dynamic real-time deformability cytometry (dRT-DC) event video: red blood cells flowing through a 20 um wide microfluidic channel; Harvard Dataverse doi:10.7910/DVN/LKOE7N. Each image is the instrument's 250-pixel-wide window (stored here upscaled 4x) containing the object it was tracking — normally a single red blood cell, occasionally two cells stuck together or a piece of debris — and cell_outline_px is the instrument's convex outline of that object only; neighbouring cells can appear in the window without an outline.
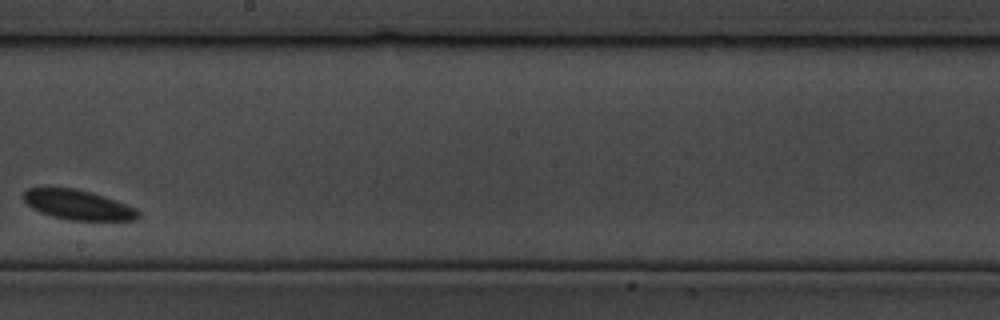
{"species": "common noctule bat (a hibernating species)", "species_latin": "Nyctalus noctula", "temperature_condition": "cold", "stored_images_in_passage": 10, "camera_frame_rate_fps": 3000, "um_per_image_px": 0.085, "animal": {"sex": "male", "body_mass_g": 19.5, "forearm_length_mm": 54.6}, "frame": {"image": 1, "passage_image": 9, "time_ms": 2.667, "image_size_px": [1000, 320], "cell_outline_px": [[140, 216], [136, 220], [68, 220], [52, 216], [40, 212], [32, 208], [20, 196], [28, 188], [76, 188], [92, 192], [116, 200], [136, 208], [140, 212]], "centroid_in_image_um": [6.64, 17.41], "position_along_channel_um": 241.6, "area_um2": 20.0}}